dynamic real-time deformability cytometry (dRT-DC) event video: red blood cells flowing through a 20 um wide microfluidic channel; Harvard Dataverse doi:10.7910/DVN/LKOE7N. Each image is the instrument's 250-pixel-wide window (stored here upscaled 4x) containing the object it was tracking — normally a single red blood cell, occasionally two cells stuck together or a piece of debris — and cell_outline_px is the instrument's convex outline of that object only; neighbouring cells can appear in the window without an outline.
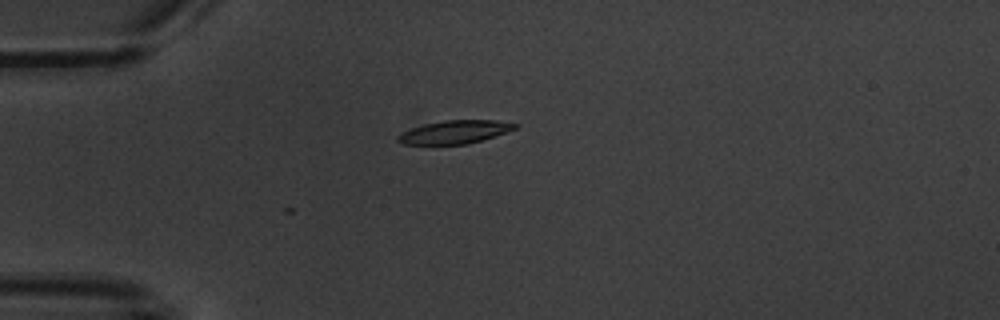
{"species": "common noctule bat (a hibernating species)", "species_latin": "Nyctalus noctula", "temperature_condition": "warm", "stored_images_in_passage": 9, "camera_frame_rate_fps": 3000, "um_per_image_px": 0.085, "animal": {"sex": "male", "body_mass_g": 20.1, "forearm_length_mm": 53.5}, "frame": {"image": 1, "passage_image": 3, "time_ms": 2.333, "image_size_px": [1000, 320], "cell_outline_px": [[520, 124], [516, 128], [508, 132], [468, 144], [404, 144], [396, 140], [396, 136], [412, 128], [424, 124], [444, 120], [496, 120]], "centroid_in_image_um": [38.69, 11.21], "position_along_channel_um": 46.3, "area_um2": 15.78}}
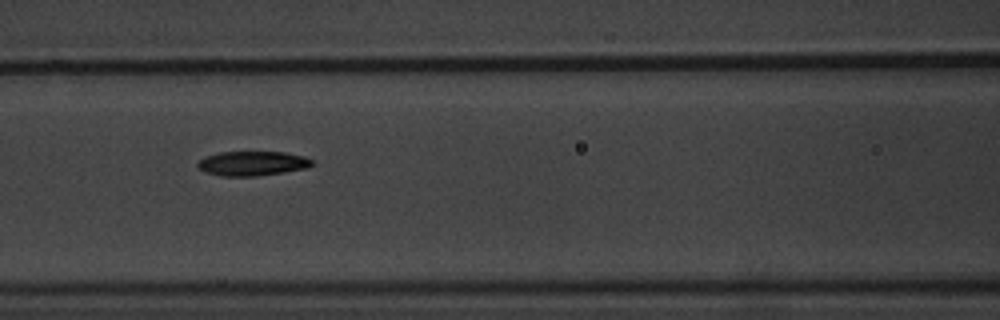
{"frame": {"image": 2, "passage_image": 6, "time_ms": 5.667, "image_size_px": [1000, 320], "cell_outline_px": [[316, 164], [308, 168], [284, 172], [256, 176], [220, 176], [208, 172], [200, 168], [196, 164], [204, 156], [220, 152], [284, 152], [304, 156], [312, 160]], "centroid_in_image_um": [21.5, 13.89], "position_along_channel_um": 145.1, "area_um2": 16.36}}
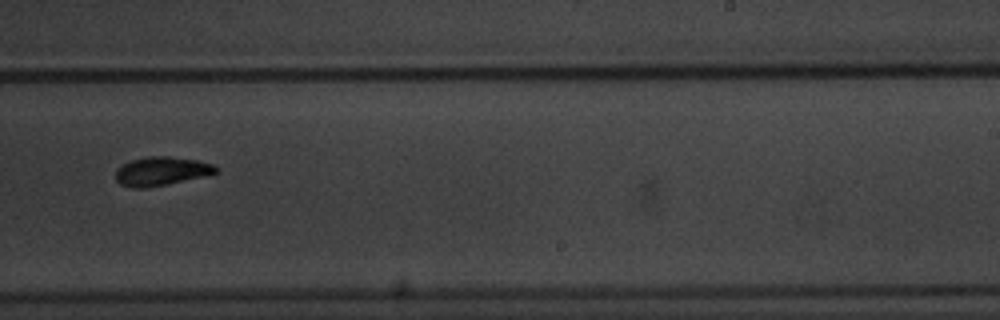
{"frame": {"image": 3, "passage_image": 9, "time_ms": 9.333, "image_size_px": [1000, 320], "cell_outline_px": [[220, 172], [168, 184], [144, 188], [132, 188], [120, 184], [116, 180], [116, 172], [124, 164], [132, 160], [148, 156], [168, 156], [196, 160], [212, 164], [220, 168]], "centroid_in_image_um": [13.75, 14.55], "position_along_channel_um": 275.3, "area_um2": 16.65}}